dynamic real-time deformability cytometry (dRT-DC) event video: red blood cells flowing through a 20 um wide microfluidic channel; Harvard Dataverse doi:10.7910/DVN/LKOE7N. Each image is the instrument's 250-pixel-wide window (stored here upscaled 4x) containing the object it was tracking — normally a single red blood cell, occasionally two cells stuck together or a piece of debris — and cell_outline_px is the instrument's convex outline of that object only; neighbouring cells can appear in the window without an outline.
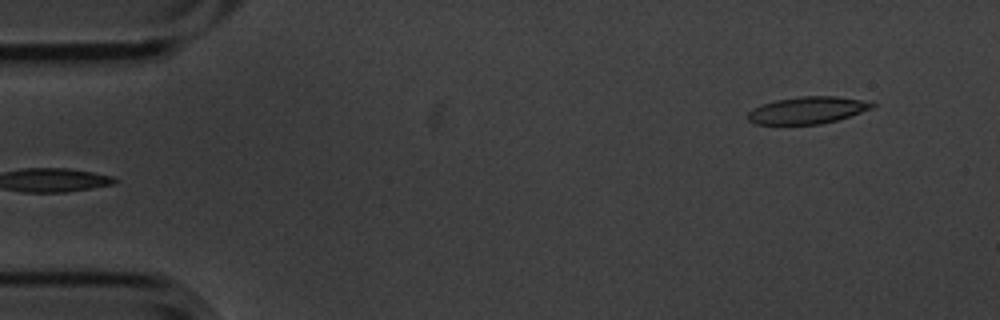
{"species": "common noctule bat (a hibernating species)", "species_latin": "Nyctalus noctula", "temperature_condition": "cold", "stored_images_in_passage": 4, "segment_of_instrument_passage": [2, 2], "camera_frame_rate_fps": 3000, "um_per_image_px": 0.085, "animal": {"sex": "male", "body_mass_g": 20.1, "forearm_length_mm": 53.5}, "frame": {"image": 1, "passage_image": 4, "time_ms": 1.0, "image_size_px": [1000, 320], "cell_outline_px": [[876, 104], [872, 108], [836, 120], [820, 124], [756, 124], [748, 120], [748, 112], [752, 108], [776, 100], [800, 96], [836, 96], [864, 100]], "centroid_in_image_um": [68.62, 9.36], "position_along_channel_um": 16.4, "area_um2": 19.36}}